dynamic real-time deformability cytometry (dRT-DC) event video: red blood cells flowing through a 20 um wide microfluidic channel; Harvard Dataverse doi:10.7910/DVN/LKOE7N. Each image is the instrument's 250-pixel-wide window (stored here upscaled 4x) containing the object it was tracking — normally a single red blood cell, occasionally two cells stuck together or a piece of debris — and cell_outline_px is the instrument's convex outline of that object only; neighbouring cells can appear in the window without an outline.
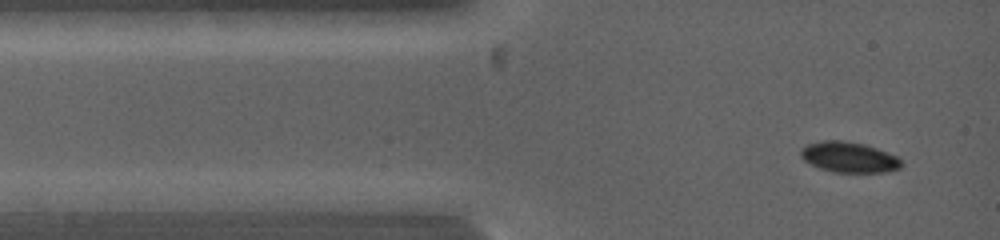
{"species": "common noctule bat (a hibernating species)", "species_latin": "Nyctalus noctula", "temperature_condition": "warm", "stored_images_in_passage": 27, "camera_frame_rate_fps": 5000, "um_per_image_px": 0.085, "animal": {"sex": "female", "body_mass_g": 19.0, "forearm_length_mm": 53.3}, "frame": {"image": 1, "passage_image": 2, "time_ms": 0.4, "image_size_px": [1000, 240], "cell_outline_px": [[904, 164], [900, 168], [884, 172], [832, 172], [820, 168], [804, 160], [800, 156], [800, 148], [808, 144], [820, 140], [840, 140], [864, 144], [876, 148], [896, 156]], "centroid_in_image_um": [72.14, 13.35], "position_along_channel_um": 12.9, "area_um2": 17.86}}
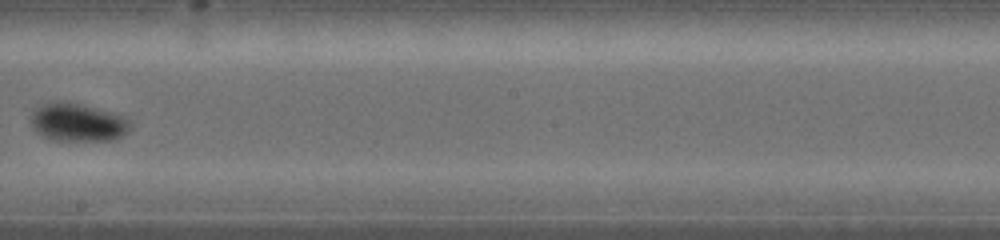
{"frame": {"image": 2, "passage_image": 14, "time_ms": 7.0, "image_size_px": [1000, 240], "cell_outline_px": [[132, 128], [128, 132], [116, 140], [48, 140], [36, 132], [32, 128], [32, 108], [56, 100], [68, 100], [112, 112], [124, 116], [132, 120]], "centroid_in_image_um": [6.63, 10.38], "position_along_channel_um": 241.6, "area_um2": 22.77}}
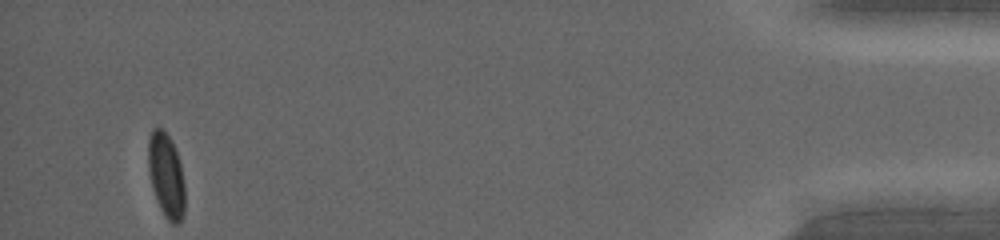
{"frame": {"image": 3, "passage_image": 27, "time_ms": 14.2, "image_size_px": [1000, 240], "cell_outline_px": [[184, 216], [176, 224], [172, 224], [164, 216], [160, 208], [152, 188], [148, 172], [148, 136], [156, 124], [164, 128], [176, 152], [180, 164], [184, 184]], "centroid_in_image_um": [14.1, 14.88], "position_along_channel_um": 421.1, "area_um2": 18.15}, "authors_computed_cell_mechanics": {"area_um2": 19.8254, "velocity_mm_per_s": 4.0032, "shape_relaxation_time_tau1_ms": 2.0708, "shape_relaxation_time_tau2_ms": null, "deformation_change_tau1": 0.0867, "deformation_change_tau2": null}}